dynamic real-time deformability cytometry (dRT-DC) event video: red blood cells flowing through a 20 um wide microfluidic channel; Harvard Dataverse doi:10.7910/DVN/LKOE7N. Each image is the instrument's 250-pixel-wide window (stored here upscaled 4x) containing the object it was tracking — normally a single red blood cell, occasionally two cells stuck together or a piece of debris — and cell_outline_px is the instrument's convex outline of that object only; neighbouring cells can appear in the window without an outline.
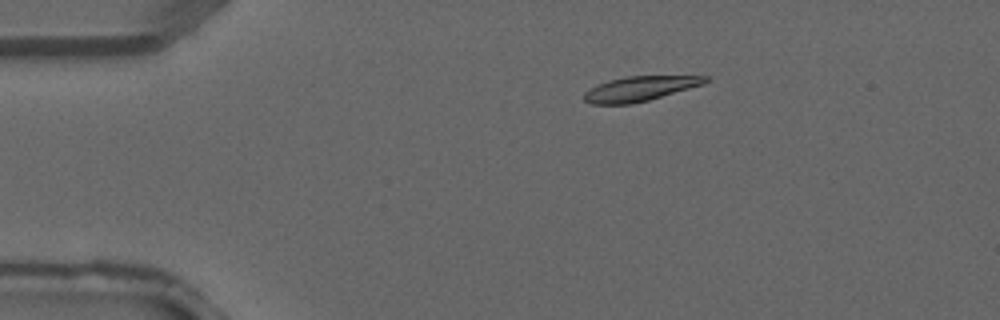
{"species": "common noctule bat (a hibernating species)", "species_latin": "Nyctalus noctula", "temperature_condition": "warm", "stored_images_in_passage": 3, "camera_frame_rate_fps": 3000, "um_per_image_px": 0.085, "animal": {"sex": "male", "forearm_length_mm": 52.5}, "frame": {"image": 1, "passage_image": 2, "time_ms": 0.333, "image_size_px": [1000, 320], "cell_outline_px": [[708, 80], [704, 84], [648, 100], [632, 104], [592, 104], [584, 100], [584, 92], [608, 80], [624, 76], [708, 76]], "centroid_in_image_um": [54.38, 7.54], "position_along_channel_um": 30.6, "area_um2": 17.28}}